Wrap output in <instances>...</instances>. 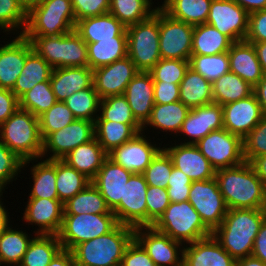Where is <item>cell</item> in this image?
<instances>
[{"mask_svg": "<svg viewBox=\"0 0 266 266\" xmlns=\"http://www.w3.org/2000/svg\"><path fill=\"white\" fill-rule=\"evenodd\" d=\"M227 209L266 208V187L249 162L215 171Z\"/></svg>", "mask_w": 266, "mask_h": 266, "instance_id": "obj_1", "label": "cell"}, {"mask_svg": "<svg viewBox=\"0 0 266 266\" xmlns=\"http://www.w3.org/2000/svg\"><path fill=\"white\" fill-rule=\"evenodd\" d=\"M266 219L263 209H228L213 237L235 260L252 255L254 240Z\"/></svg>", "mask_w": 266, "mask_h": 266, "instance_id": "obj_2", "label": "cell"}, {"mask_svg": "<svg viewBox=\"0 0 266 266\" xmlns=\"http://www.w3.org/2000/svg\"><path fill=\"white\" fill-rule=\"evenodd\" d=\"M135 228L118 224L109 233L77 245L73 250L76 266H120Z\"/></svg>", "mask_w": 266, "mask_h": 266, "instance_id": "obj_3", "label": "cell"}, {"mask_svg": "<svg viewBox=\"0 0 266 266\" xmlns=\"http://www.w3.org/2000/svg\"><path fill=\"white\" fill-rule=\"evenodd\" d=\"M0 140L22 161L42 158L43 139L39 119L29 111L18 108L0 125Z\"/></svg>", "mask_w": 266, "mask_h": 266, "instance_id": "obj_4", "label": "cell"}, {"mask_svg": "<svg viewBox=\"0 0 266 266\" xmlns=\"http://www.w3.org/2000/svg\"><path fill=\"white\" fill-rule=\"evenodd\" d=\"M71 0H43L27 11L23 36H60L75 29Z\"/></svg>", "mask_w": 266, "mask_h": 266, "instance_id": "obj_5", "label": "cell"}, {"mask_svg": "<svg viewBox=\"0 0 266 266\" xmlns=\"http://www.w3.org/2000/svg\"><path fill=\"white\" fill-rule=\"evenodd\" d=\"M54 68L88 66L87 44L75 31L60 36H24Z\"/></svg>", "mask_w": 266, "mask_h": 266, "instance_id": "obj_6", "label": "cell"}, {"mask_svg": "<svg viewBox=\"0 0 266 266\" xmlns=\"http://www.w3.org/2000/svg\"><path fill=\"white\" fill-rule=\"evenodd\" d=\"M152 227L184 245L212 235L189 201L170 202Z\"/></svg>", "mask_w": 266, "mask_h": 266, "instance_id": "obj_7", "label": "cell"}, {"mask_svg": "<svg viewBox=\"0 0 266 266\" xmlns=\"http://www.w3.org/2000/svg\"><path fill=\"white\" fill-rule=\"evenodd\" d=\"M128 57L139 71L149 72L161 59L159 9L148 19L126 27Z\"/></svg>", "mask_w": 266, "mask_h": 266, "instance_id": "obj_8", "label": "cell"}, {"mask_svg": "<svg viewBox=\"0 0 266 266\" xmlns=\"http://www.w3.org/2000/svg\"><path fill=\"white\" fill-rule=\"evenodd\" d=\"M118 224L115 214L63 215L57 235L62 248L72 251L82 242L109 233Z\"/></svg>", "mask_w": 266, "mask_h": 266, "instance_id": "obj_9", "label": "cell"}, {"mask_svg": "<svg viewBox=\"0 0 266 266\" xmlns=\"http://www.w3.org/2000/svg\"><path fill=\"white\" fill-rule=\"evenodd\" d=\"M196 146L215 170L245 162L243 139L224 128L210 132Z\"/></svg>", "mask_w": 266, "mask_h": 266, "instance_id": "obj_10", "label": "cell"}, {"mask_svg": "<svg viewBox=\"0 0 266 266\" xmlns=\"http://www.w3.org/2000/svg\"><path fill=\"white\" fill-rule=\"evenodd\" d=\"M194 25L174 19L159 9V50L161 59L189 61Z\"/></svg>", "mask_w": 266, "mask_h": 266, "instance_id": "obj_11", "label": "cell"}, {"mask_svg": "<svg viewBox=\"0 0 266 266\" xmlns=\"http://www.w3.org/2000/svg\"><path fill=\"white\" fill-rule=\"evenodd\" d=\"M188 201L212 232L221 225L228 210L215 178L192 181Z\"/></svg>", "mask_w": 266, "mask_h": 266, "instance_id": "obj_12", "label": "cell"}, {"mask_svg": "<svg viewBox=\"0 0 266 266\" xmlns=\"http://www.w3.org/2000/svg\"><path fill=\"white\" fill-rule=\"evenodd\" d=\"M94 137L93 121L75 119L63 129L51 133L43 141L42 159L46 156V160H63L73 149Z\"/></svg>", "mask_w": 266, "mask_h": 266, "instance_id": "obj_13", "label": "cell"}, {"mask_svg": "<svg viewBox=\"0 0 266 266\" xmlns=\"http://www.w3.org/2000/svg\"><path fill=\"white\" fill-rule=\"evenodd\" d=\"M147 187L143 174L131 175L124 186L120 204L112 211L119 224L133 228L147 227Z\"/></svg>", "mask_w": 266, "mask_h": 266, "instance_id": "obj_14", "label": "cell"}, {"mask_svg": "<svg viewBox=\"0 0 266 266\" xmlns=\"http://www.w3.org/2000/svg\"><path fill=\"white\" fill-rule=\"evenodd\" d=\"M134 239L143 247L155 266H183L184 244L152 226L137 227Z\"/></svg>", "mask_w": 266, "mask_h": 266, "instance_id": "obj_15", "label": "cell"}, {"mask_svg": "<svg viewBox=\"0 0 266 266\" xmlns=\"http://www.w3.org/2000/svg\"><path fill=\"white\" fill-rule=\"evenodd\" d=\"M249 13L233 0H212L206 23L226 35L232 42L247 35Z\"/></svg>", "mask_w": 266, "mask_h": 266, "instance_id": "obj_16", "label": "cell"}, {"mask_svg": "<svg viewBox=\"0 0 266 266\" xmlns=\"http://www.w3.org/2000/svg\"><path fill=\"white\" fill-rule=\"evenodd\" d=\"M147 138L144 131L138 133L132 140L114 148L108 153V158L131 173L143 174L162 149V144L158 147V144Z\"/></svg>", "mask_w": 266, "mask_h": 266, "instance_id": "obj_17", "label": "cell"}, {"mask_svg": "<svg viewBox=\"0 0 266 266\" xmlns=\"http://www.w3.org/2000/svg\"><path fill=\"white\" fill-rule=\"evenodd\" d=\"M139 72L132 60L126 56L115 62L93 70V86L100 99L121 95L128 83Z\"/></svg>", "mask_w": 266, "mask_h": 266, "instance_id": "obj_18", "label": "cell"}, {"mask_svg": "<svg viewBox=\"0 0 266 266\" xmlns=\"http://www.w3.org/2000/svg\"><path fill=\"white\" fill-rule=\"evenodd\" d=\"M23 217L29 225L38 226L35 234L57 235L61 229L64 204L59 199L28 198Z\"/></svg>", "mask_w": 266, "mask_h": 266, "instance_id": "obj_19", "label": "cell"}, {"mask_svg": "<svg viewBox=\"0 0 266 266\" xmlns=\"http://www.w3.org/2000/svg\"><path fill=\"white\" fill-rule=\"evenodd\" d=\"M224 129L244 139L265 115L254 92L241 100L225 104Z\"/></svg>", "mask_w": 266, "mask_h": 266, "instance_id": "obj_20", "label": "cell"}, {"mask_svg": "<svg viewBox=\"0 0 266 266\" xmlns=\"http://www.w3.org/2000/svg\"><path fill=\"white\" fill-rule=\"evenodd\" d=\"M221 128H224L222 106L219 103L212 102L192 108L182 124L179 135L176 134V137H181L183 134V138H187L182 144L196 145L207 134Z\"/></svg>", "mask_w": 266, "mask_h": 266, "instance_id": "obj_21", "label": "cell"}, {"mask_svg": "<svg viewBox=\"0 0 266 266\" xmlns=\"http://www.w3.org/2000/svg\"><path fill=\"white\" fill-rule=\"evenodd\" d=\"M173 143L162 147L171 157L173 166L182 171L191 181L211 180L215 177V169L203 156L196 145Z\"/></svg>", "mask_w": 266, "mask_h": 266, "instance_id": "obj_22", "label": "cell"}, {"mask_svg": "<svg viewBox=\"0 0 266 266\" xmlns=\"http://www.w3.org/2000/svg\"><path fill=\"white\" fill-rule=\"evenodd\" d=\"M32 50L31 42L23 35H17L12 41L0 45V88H14L26 57Z\"/></svg>", "mask_w": 266, "mask_h": 266, "instance_id": "obj_23", "label": "cell"}, {"mask_svg": "<svg viewBox=\"0 0 266 266\" xmlns=\"http://www.w3.org/2000/svg\"><path fill=\"white\" fill-rule=\"evenodd\" d=\"M183 266H236L213 235L184 245Z\"/></svg>", "mask_w": 266, "mask_h": 266, "instance_id": "obj_24", "label": "cell"}, {"mask_svg": "<svg viewBox=\"0 0 266 266\" xmlns=\"http://www.w3.org/2000/svg\"><path fill=\"white\" fill-rule=\"evenodd\" d=\"M130 171L107 158L96 176L91 180L106 200L108 207L113 211L123 198L124 186L130 179Z\"/></svg>", "mask_w": 266, "mask_h": 266, "instance_id": "obj_25", "label": "cell"}, {"mask_svg": "<svg viewBox=\"0 0 266 266\" xmlns=\"http://www.w3.org/2000/svg\"><path fill=\"white\" fill-rule=\"evenodd\" d=\"M135 119L144 126L150 119L154 101V83L149 72L139 71L123 94Z\"/></svg>", "mask_w": 266, "mask_h": 266, "instance_id": "obj_26", "label": "cell"}, {"mask_svg": "<svg viewBox=\"0 0 266 266\" xmlns=\"http://www.w3.org/2000/svg\"><path fill=\"white\" fill-rule=\"evenodd\" d=\"M50 83L57 101H64L75 92L93 85V70L89 66L54 68Z\"/></svg>", "mask_w": 266, "mask_h": 266, "instance_id": "obj_27", "label": "cell"}, {"mask_svg": "<svg viewBox=\"0 0 266 266\" xmlns=\"http://www.w3.org/2000/svg\"><path fill=\"white\" fill-rule=\"evenodd\" d=\"M230 71L255 87L263 78L262 67L253 44L245 40L233 42L228 51Z\"/></svg>", "mask_w": 266, "mask_h": 266, "instance_id": "obj_28", "label": "cell"}, {"mask_svg": "<svg viewBox=\"0 0 266 266\" xmlns=\"http://www.w3.org/2000/svg\"><path fill=\"white\" fill-rule=\"evenodd\" d=\"M74 30L86 43L113 37H127L126 27L109 12L77 21Z\"/></svg>", "mask_w": 266, "mask_h": 266, "instance_id": "obj_29", "label": "cell"}, {"mask_svg": "<svg viewBox=\"0 0 266 266\" xmlns=\"http://www.w3.org/2000/svg\"><path fill=\"white\" fill-rule=\"evenodd\" d=\"M95 139L108 154L114 148L132 140L138 133L143 132L140 123H120L107 120H95Z\"/></svg>", "mask_w": 266, "mask_h": 266, "instance_id": "obj_30", "label": "cell"}, {"mask_svg": "<svg viewBox=\"0 0 266 266\" xmlns=\"http://www.w3.org/2000/svg\"><path fill=\"white\" fill-rule=\"evenodd\" d=\"M107 158L108 154L94 137L73 149L63 161L92 180Z\"/></svg>", "mask_w": 266, "mask_h": 266, "instance_id": "obj_31", "label": "cell"}, {"mask_svg": "<svg viewBox=\"0 0 266 266\" xmlns=\"http://www.w3.org/2000/svg\"><path fill=\"white\" fill-rule=\"evenodd\" d=\"M29 159L23 161L22 169L24 170L29 166L31 162L33 164L30 167L31 176L33 180V186L28 198H47V199H59L56 189V160H46L40 158ZM37 164H34L35 162ZM28 164V166H27ZM26 166V167H25Z\"/></svg>", "mask_w": 266, "mask_h": 266, "instance_id": "obj_32", "label": "cell"}, {"mask_svg": "<svg viewBox=\"0 0 266 266\" xmlns=\"http://www.w3.org/2000/svg\"><path fill=\"white\" fill-rule=\"evenodd\" d=\"M190 108L181 101L167 104H154L150 119L143 126V131L153 127L154 130L178 134L182 124L190 112Z\"/></svg>", "mask_w": 266, "mask_h": 266, "instance_id": "obj_33", "label": "cell"}, {"mask_svg": "<svg viewBox=\"0 0 266 266\" xmlns=\"http://www.w3.org/2000/svg\"><path fill=\"white\" fill-rule=\"evenodd\" d=\"M180 101L190 109L214 102L212 83L189 67L180 83Z\"/></svg>", "mask_w": 266, "mask_h": 266, "instance_id": "obj_34", "label": "cell"}, {"mask_svg": "<svg viewBox=\"0 0 266 266\" xmlns=\"http://www.w3.org/2000/svg\"><path fill=\"white\" fill-rule=\"evenodd\" d=\"M53 68L34 49L27 55L26 62L11 90L19 99L37 83L50 81Z\"/></svg>", "mask_w": 266, "mask_h": 266, "instance_id": "obj_35", "label": "cell"}, {"mask_svg": "<svg viewBox=\"0 0 266 266\" xmlns=\"http://www.w3.org/2000/svg\"><path fill=\"white\" fill-rule=\"evenodd\" d=\"M211 2L212 0H164L157 7L174 19L195 26L206 23Z\"/></svg>", "mask_w": 266, "mask_h": 266, "instance_id": "obj_36", "label": "cell"}, {"mask_svg": "<svg viewBox=\"0 0 266 266\" xmlns=\"http://www.w3.org/2000/svg\"><path fill=\"white\" fill-rule=\"evenodd\" d=\"M232 41L215 27L203 23L194 26L191 55H214L228 52Z\"/></svg>", "mask_w": 266, "mask_h": 266, "instance_id": "obj_37", "label": "cell"}, {"mask_svg": "<svg viewBox=\"0 0 266 266\" xmlns=\"http://www.w3.org/2000/svg\"><path fill=\"white\" fill-rule=\"evenodd\" d=\"M86 44L88 66L92 70L128 56L127 37H113Z\"/></svg>", "mask_w": 266, "mask_h": 266, "instance_id": "obj_38", "label": "cell"}, {"mask_svg": "<svg viewBox=\"0 0 266 266\" xmlns=\"http://www.w3.org/2000/svg\"><path fill=\"white\" fill-rule=\"evenodd\" d=\"M114 214L99 190L90 182L81 192L64 203V215Z\"/></svg>", "mask_w": 266, "mask_h": 266, "instance_id": "obj_39", "label": "cell"}, {"mask_svg": "<svg viewBox=\"0 0 266 266\" xmlns=\"http://www.w3.org/2000/svg\"><path fill=\"white\" fill-rule=\"evenodd\" d=\"M9 225L0 235V266H18L33 236Z\"/></svg>", "mask_w": 266, "mask_h": 266, "instance_id": "obj_40", "label": "cell"}, {"mask_svg": "<svg viewBox=\"0 0 266 266\" xmlns=\"http://www.w3.org/2000/svg\"><path fill=\"white\" fill-rule=\"evenodd\" d=\"M254 87L231 71L212 83L213 101L221 106L250 96Z\"/></svg>", "mask_w": 266, "mask_h": 266, "instance_id": "obj_41", "label": "cell"}, {"mask_svg": "<svg viewBox=\"0 0 266 266\" xmlns=\"http://www.w3.org/2000/svg\"><path fill=\"white\" fill-rule=\"evenodd\" d=\"M61 249L58 235L35 234L18 266H48Z\"/></svg>", "mask_w": 266, "mask_h": 266, "instance_id": "obj_42", "label": "cell"}, {"mask_svg": "<svg viewBox=\"0 0 266 266\" xmlns=\"http://www.w3.org/2000/svg\"><path fill=\"white\" fill-rule=\"evenodd\" d=\"M90 182L91 180L83 173L70 167L63 160H56V189L63 204L81 192Z\"/></svg>", "mask_w": 266, "mask_h": 266, "instance_id": "obj_43", "label": "cell"}, {"mask_svg": "<svg viewBox=\"0 0 266 266\" xmlns=\"http://www.w3.org/2000/svg\"><path fill=\"white\" fill-rule=\"evenodd\" d=\"M152 7L148 0H110L109 13L128 27L151 17L158 9Z\"/></svg>", "mask_w": 266, "mask_h": 266, "instance_id": "obj_44", "label": "cell"}, {"mask_svg": "<svg viewBox=\"0 0 266 266\" xmlns=\"http://www.w3.org/2000/svg\"><path fill=\"white\" fill-rule=\"evenodd\" d=\"M57 102L50 81L37 83L19 98V108L39 117Z\"/></svg>", "mask_w": 266, "mask_h": 266, "instance_id": "obj_45", "label": "cell"}, {"mask_svg": "<svg viewBox=\"0 0 266 266\" xmlns=\"http://www.w3.org/2000/svg\"><path fill=\"white\" fill-rule=\"evenodd\" d=\"M100 98L92 85L90 88L77 91L63 102L72 111L76 119L95 122L99 113Z\"/></svg>", "mask_w": 266, "mask_h": 266, "instance_id": "obj_46", "label": "cell"}, {"mask_svg": "<svg viewBox=\"0 0 266 266\" xmlns=\"http://www.w3.org/2000/svg\"><path fill=\"white\" fill-rule=\"evenodd\" d=\"M189 67L213 83L230 71L228 52L214 55H191Z\"/></svg>", "mask_w": 266, "mask_h": 266, "instance_id": "obj_47", "label": "cell"}, {"mask_svg": "<svg viewBox=\"0 0 266 266\" xmlns=\"http://www.w3.org/2000/svg\"><path fill=\"white\" fill-rule=\"evenodd\" d=\"M27 11L20 0H0V30L7 35L11 31L22 35L27 24Z\"/></svg>", "mask_w": 266, "mask_h": 266, "instance_id": "obj_48", "label": "cell"}, {"mask_svg": "<svg viewBox=\"0 0 266 266\" xmlns=\"http://www.w3.org/2000/svg\"><path fill=\"white\" fill-rule=\"evenodd\" d=\"M95 120L120 123H139L123 94L108 96L100 100L99 115Z\"/></svg>", "mask_w": 266, "mask_h": 266, "instance_id": "obj_49", "label": "cell"}, {"mask_svg": "<svg viewBox=\"0 0 266 266\" xmlns=\"http://www.w3.org/2000/svg\"><path fill=\"white\" fill-rule=\"evenodd\" d=\"M43 141L53 132L63 129L76 118L63 101H57L38 117Z\"/></svg>", "mask_w": 266, "mask_h": 266, "instance_id": "obj_50", "label": "cell"}, {"mask_svg": "<svg viewBox=\"0 0 266 266\" xmlns=\"http://www.w3.org/2000/svg\"><path fill=\"white\" fill-rule=\"evenodd\" d=\"M173 169V162L168 153L162 148L152 159L143 175L148 186L167 188Z\"/></svg>", "mask_w": 266, "mask_h": 266, "instance_id": "obj_51", "label": "cell"}, {"mask_svg": "<svg viewBox=\"0 0 266 266\" xmlns=\"http://www.w3.org/2000/svg\"><path fill=\"white\" fill-rule=\"evenodd\" d=\"M188 68L189 61L160 59L149 73L151 74L153 81H163L180 85Z\"/></svg>", "mask_w": 266, "mask_h": 266, "instance_id": "obj_52", "label": "cell"}, {"mask_svg": "<svg viewBox=\"0 0 266 266\" xmlns=\"http://www.w3.org/2000/svg\"><path fill=\"white\" fill-rule=\"evenodd\" d=\"M22 165L23 161L0 140V193H4L7 184L17 179Z\"/></svg>", "mask_w": 266, "mask_h": 266, "instance_id": "obj_53", "label": "cell"}, {"mask_svg": "<svg viewBox=\"0 0 266 266\" xmlns=\"http://www.w3.org/2000/svg\"><path fill=\"white\" fill-rule=\"evenodd\" d=\"M243 145L245 162L266 155V114L243 139Z\"/></svg>", "mask_w": 266, "mask_h": 266, "instance_id": "obj_54", "label": "cell"}, {"mask_svg": "<svg viewBox=\"0 0 266 266\" xmlns=\"http://www.w3.org/2000/svg\"><path fill=\"white\" fill-rule=\"evenodd\" d=\"M170 204L167 189L148 186L146 192L147 226H152Z\"/></svg>", "mask_w": 266, "mask_h": 266, "instance_id": "obj_55", "label": "cell"}, {"mask_svg": "<svg viewBox=\"0 0 266 266\" xmlns=\"http://www.w3.org/2000/svg\"><path fill=\"white\" fill-rule=\"evenodd\" d=\"M191 183L192 181L188 176L173 166L166 188L170 202L188 201Z\"/></svg>", "mask_w": 266, "mask_h": 266, "instance_id": "obj_56", "label": "cell"}, {"mask_svg": "<svg viewBox=\"0 0 266 266\" xmlns=\"http://www.w3.org/2000/svg\"><path fill=\"white\" fill-rule=\"evenodd\" d=\"M76 22L109 12L110 0H71Z\"/></svg>", "mask_w": 266, "mask_h": 266, "instance_id": "obj_57", "label": "cell"}, {"mask_svg": "<svg viewBox=\"0 0 266 266\" xmlns=\"http://www.w3.org/2000/svg\"><path fill=\"white\" fill-rule=\"evenodd\" d=\"M244 40L250 43L266 41V9L249 13L248 31Z\"/></svg>", "mask_w": 266, "mask_h": 266, "instance_id": "obj_58", "label": "cell"}, {"mask_svg": "<svg viewBox=\"0 0 266 266\" xmlns=\"http://www.w3.org/2000/svg\"><path fill=\"white\" fill-rule=\"evenodd\" d=\"M120 266H155L143 247L133 239L127 246Z\"/></svg>", "mask_w": 266, "mask_h": 266, "instance_id": "obj_59", "label": "cell"}, {"mask_svg": "<svg viewBox=\"0 0 266 266\" xmlns=\"http://www.w3.org/2000/svg\"><path fill=\"white\" fill-rule=\"evenodd\" d=\"M155 104H167L180 101V85L166 83L163 81H153Z\"/></svg>", "mask_w": 266, "mask_h": 266, "instance_id": "obj_60", "label": "cell"}, {"mask_svg": "<svg viewBox=\"0 0 266 266\" xmlns=\"http://www.w3.org/2000/svg\"><path fill=\"white\" fill-rule=\"evenodd\" d=\"M19 108V99L10 89L0 88V125Z\"/></svg>", "mask_w": 266, "mask_h": 266, "instance_id": "obj_61", "label": "cell"}, {"mask_svg": "<svg viewBox=\"0 0 266 266\" xmlns=\"http://www.w3.org/2000/svg\"><path fill=\"white\" fill-rule=\"evenodd\" d=\"M252 256L260 259L266 264V219L254 240Z\"/></svg>", "mask_w": 266, "mask_h": 266, "instance_id": "obj_62", "label": "cell"}, {"mask_svg": "<svg viewBox=\"0 0 266 266\" xmlns=\"http://www.w3.org/2000/svg\"><path fill=\"white\" fill-rule=\"evenodd\" d=\"M48 266H76L72 251L62 248Z\"/></svg>", "mask_w": 266, "mask_h": 266, "instance_id": "obj_63", "label": "cell"}, {"mask_svg": "<svg viewBox=\"0 0 266 266\" xmlns=\"http://www.w3.org/2000/svg\"><path fill=\"white\" fill-rule=\"evenodd\" d=\"M249 163L266 187V155L255 157Z\"/></svg>", "mask_w": 266, "mask_h": 266, "instance_id": "obj_64", "label": "cell"}, {"mask_svg": "<svg viewBox=\"0 0 266 266\" xmlns=\"http://www.w3.org/2000/svg\"><path fill=\"white\" fill-rule=\"evenodd\" d=\"M248 13L266 9V0H233Z\"/></svg>", "mask_w": 266, "mask_h": 266, "instance_id": "obj_65", "label": "cell"}, {"mask_svg": "<svg viewBox=\"0 0 266 266\" xmlns=\"http://www.w3.org/2000/svg\"><path fill=\"white\" fill-rule=\"evenodd\" d=\"M254 94L260 103L264 114H266V75L259 81L253 89Z\"/></svg>", "mask_w": 266, "mask_h": 266, "instance_id": "obj_66", "label": "cell"}, {"mask_svg": "<svg viewBox=\"0 0 266 266\" xmlns=\"http://www.w3.org/2000/svg\"><path fill=\"white\" fill-rule=\"evenodd\" d=\"M252 44L262 67L263 74L266 75V41Z\"/></svg>", "mask_w": 266, "mask_h": 266, "instance_id": "obj_67", "label": "cell"}, {"mask_svg": "<svg viewBox=\"0 0 266 266\" xmlns=\"http://www.w3.org/2000/svg\"><path fill=\"white\" fill-rule=\"evenodd\" d=\"M1 197H3V193H0V235L10 225V216L8 215L10 212L6 210Z\"/></svg>", "mask_w": 266, "mask_h": 266, "instance_id": "obj_68", "label": "cell"}, {"mask_svg": "<svg viewBox=\"0 0 266 266\" xmlns=\"http://www.w3.org/2000/svg\"><path fill=\"white\" fill-rule=\"evenodd\" d=\"M236 266H266V264L260 259L251 255L236 260Z\"/></svg>", "mask_w": 266, "mask_h": 266, "instance_id": "obj_69", "label": "cell"}, {"mask_svg": "<svg viewBox=\"0 0 266 266\" xmlns=\"http://www.w3.org/2000/svg\"><path fill=\"white\" fill-rule=\"evenodd\" d=\"M20 1L28 10L32 5H35L43 0H20Z\"/></svg>", "mask_w": 266, "mask_h": 266, "instance_id": "obj_70", "label": "cell"}]
</instances>
